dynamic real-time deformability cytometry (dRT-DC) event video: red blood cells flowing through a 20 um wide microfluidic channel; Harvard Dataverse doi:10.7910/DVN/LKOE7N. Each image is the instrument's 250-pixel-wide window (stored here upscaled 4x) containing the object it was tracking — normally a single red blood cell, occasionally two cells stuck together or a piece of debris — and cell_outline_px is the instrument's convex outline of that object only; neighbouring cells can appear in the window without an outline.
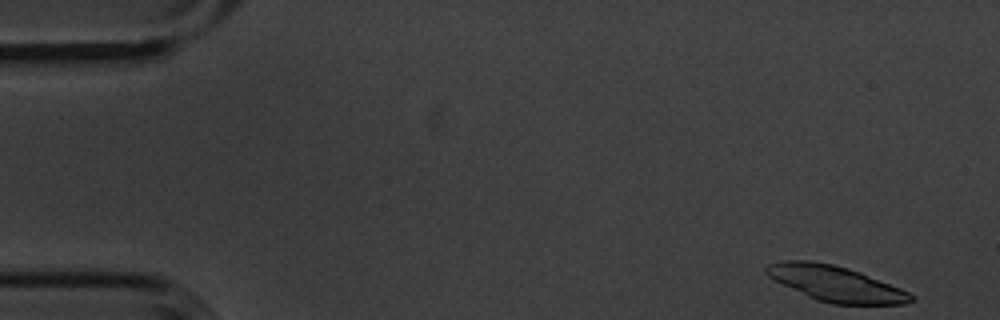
{"species": "common noctule bat (a hibernating species)", "species_latin": "Nyctalus noctula", "temperature_condition": "cold", "stored_images_in_passage": 41, "camera_frame_rate_fps": 3000, "um_per_image_px": 0.085, "animal": {"sex": "male", "body_mass_g": 20.1, "forearm_length_mm": 53.5}, "frame": {"image": 1, "passage_image": 1, "time_ms": 0.0, "image_size_px": [1000, 320], "cell_outline_px": [[916, 300], [904, 304], [832, 304], [816, 300], [768, 276], [764, 272], [764, 268], [768, 264], [784, 260], [808, 260], [832, 264], [848, 268], [860, 272], [900, 288], [916, 296]], "centroid_in_image_um": [71.05, 24.11], "position_along_channel_um": 14.0, "area_um2": 29.71}}
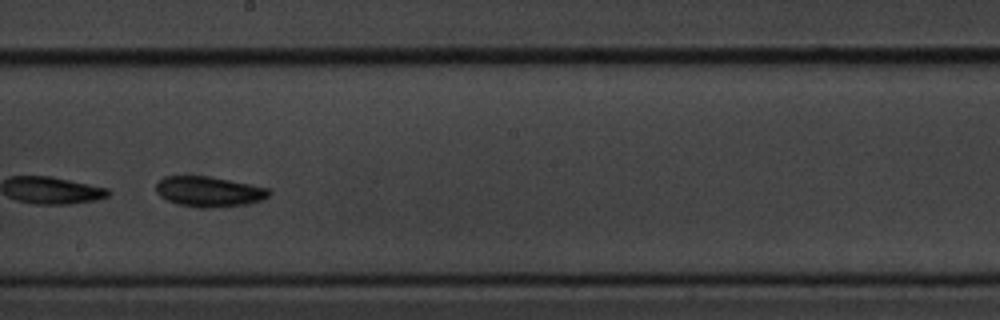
{"frame": {"image": 2, "passage_image": 29, "time_ms": 9.333, "image_size_px": [1000, 320], "cell_outline_px": [[272, 192], [268, 196], [260, 200], [248, 204], [208, 208], [200, 208], [176, 204], [160, 196], [156, 192], [156, 180], [164, 176], [208, 176], [268, 188]], "centroid_in_image_um": [17.71, 16.29], "position_along_channel_um": 230.5, "area_um2": 19.94}}
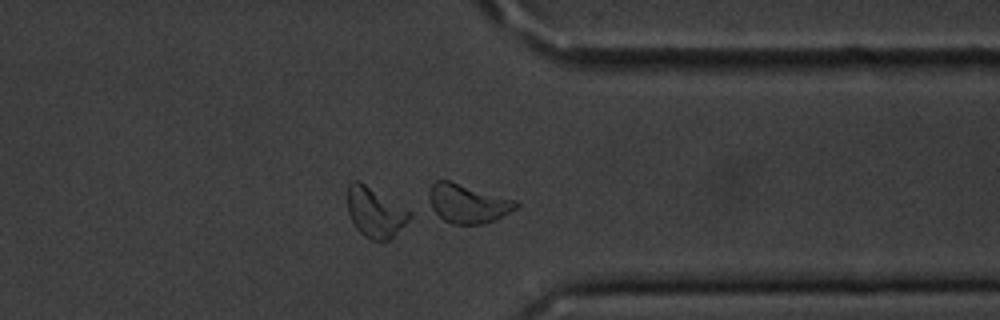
{"frame": {"image": 3, "passage_image": 41, "time_ms": 13.333, "image_size_px": [1000, 320], "cell_outline_px": [[520, 204], [516, 208], [496, 220], [484, 224], [452, 224], [444, 220], [432, 208], [428, 196], [428, 192], [432, 184], [436, 180], [448, 180], [516, 200]], "centroid_in_image_um": [39.76, 17.3], "position_along_channel_um": 371.6, "area_um2": 19.65}, "authors_computed_cell_mechanics": {"area_um2": 19.5942, "velocity_mm_per_s": 3.5782, "shape_relaxation_time_tau1_ms": 2.0433, "shape_relaxation_time_tau2_ms": null, "deformation_change_tau1": 0.081, "deformation_change_tau2": null}}